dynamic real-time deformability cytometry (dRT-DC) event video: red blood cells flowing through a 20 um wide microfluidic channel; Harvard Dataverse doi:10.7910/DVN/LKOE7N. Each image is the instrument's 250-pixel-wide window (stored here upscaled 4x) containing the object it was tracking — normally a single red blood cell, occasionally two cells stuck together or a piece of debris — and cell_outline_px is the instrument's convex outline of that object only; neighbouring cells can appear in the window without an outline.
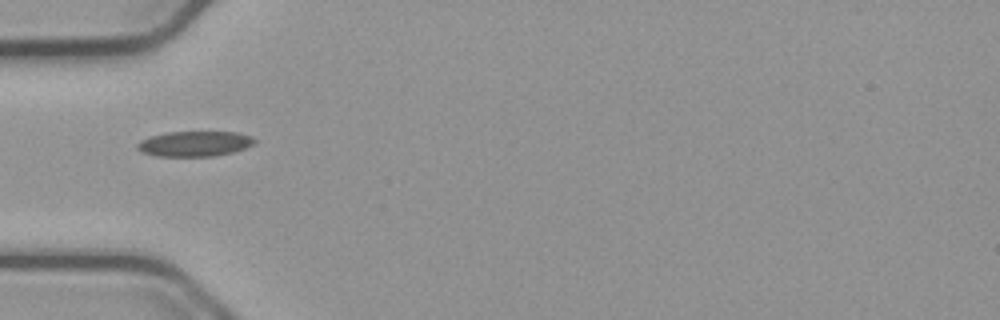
{"species": "common noctule bat (a hibernating species)", "species_latin": "Nyctalus noctula", "temperature_condition": "cold", "stored_images_in_passage": 38, "camera_frame_rate_fps": 3000, "um_per_image_px": 0.085, "animal": {"sex": "male", "body_mass_g": 23.1, "forearm_length_mm": 52.7}, "frame": {"image": 1, "passage_image": 1, "time_ms": 0.0, "image_size_px": [1000, 320], "cell_outline_px": [[256, 140], [252, 144], [244, 148], [232, 152], [212, 156], [156, 156], [140, 152], [136, 148], [136, 144], [140, 140], [148, 136], [168, 132], [236, 132], [252, 136]], "centroid_in_image_um": [16.48, 12.21], "position_along_channel_um": 68.5, "area_um2": 17.28}}
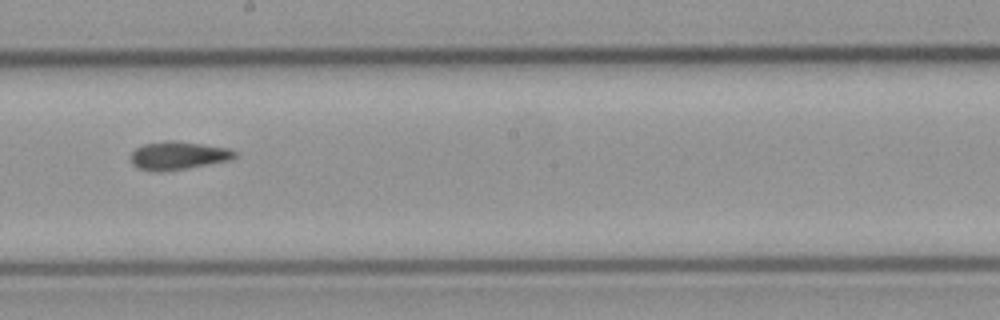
{"frame": {"image": 2, "passage_image": 14, "time_ms": 4.333, "image_size_px": [1000, 320], "cell_outline_px": [[236, 156], [228, 160], [184, 168], [156, 172], [140, 168], [132, 164], [132, 152], [136, 148], [144, 144], [168, 140], [172, 140], [228, 148], [236, 152]], "centroid_in_image_um": [15.11, 13.21], "position_along_channel_um": 233.1, "area_um2": 16.53}}
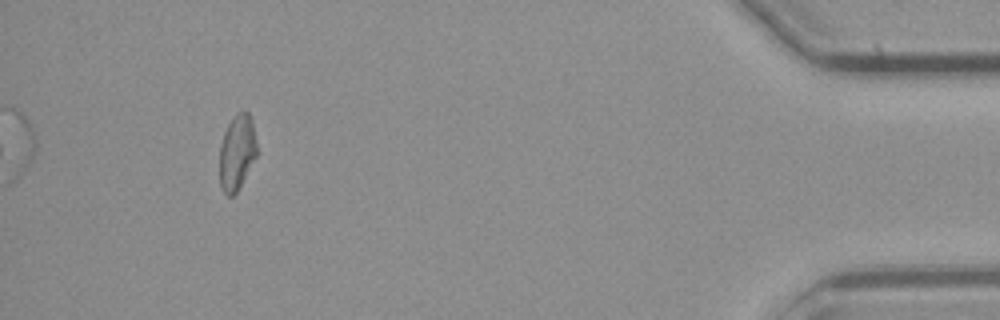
{"frame": {"image": 3, "passage_image": 34, "time_ms": 11.0, "image_size_px": [1000, 320], "cell_outline_px": [[256, 156], [236, 192], [232, 196], [228, 196], [224, 192], [220, 184], [220, 148], [224, 132], [228, 124], [236, 112], [248, 112], [252, 120], [256, 140]], "centroid_in_image_um": [20.13, 12.92], "position_along_channel_um": 415.1, "area_um2": 16.07}, "authors_computed_cell_mechanics": {"area_um2": 16.8487, "velocity_mm_per_s": 3.7739, "shape_relaxation_time_tau1_ms": 7.6935, "shape_relaxation_time_tau2_ms": 3.5831, "deformation_change_tau1": 0.1489, "deformation_change_tau2": 0.0921}}